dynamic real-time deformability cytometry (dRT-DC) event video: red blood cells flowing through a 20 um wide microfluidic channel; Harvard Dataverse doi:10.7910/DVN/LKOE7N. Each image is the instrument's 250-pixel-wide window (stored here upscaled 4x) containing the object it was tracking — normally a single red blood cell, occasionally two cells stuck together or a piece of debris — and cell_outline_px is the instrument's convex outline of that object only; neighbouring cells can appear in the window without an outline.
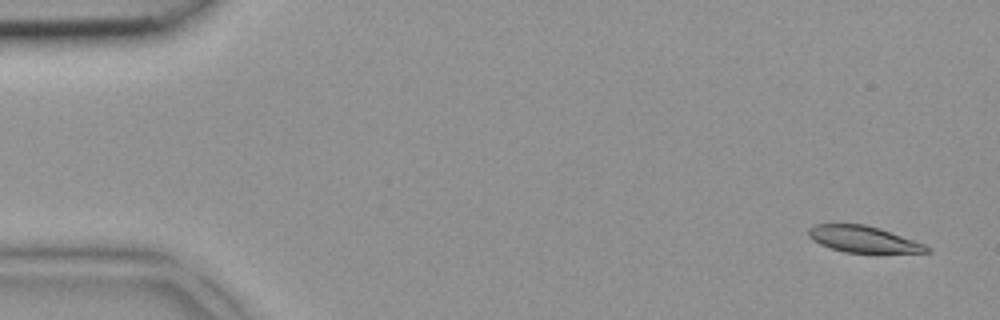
{"species": "common noctule bat (a hibernating species)", "species_latin": "Nyctalus noctula", "temperature_condition": "room temperature", "stored_images_in_passage": 4, "camera_frame_rate_fps": 3000, "um_per_image_px": 0.085, "animal": {"sex": "female", "body_mass_g": 18.4}, "frame": {"image": 1, "passage_image": 1, "time_ms": 0.0, "image_size_px": [1000, 320], "cell_outline_px": [[932, 252], [844, 252], [820, 244], [812, 240], [808, 236], [808, 228], [812, 224], [864, 224], [880, 228], [924, 244], [932, 248]], "centroid_in_image_um": [73.35, 20.32], "position_along_channel_um": 11.7, "area_um2": 18.03}}